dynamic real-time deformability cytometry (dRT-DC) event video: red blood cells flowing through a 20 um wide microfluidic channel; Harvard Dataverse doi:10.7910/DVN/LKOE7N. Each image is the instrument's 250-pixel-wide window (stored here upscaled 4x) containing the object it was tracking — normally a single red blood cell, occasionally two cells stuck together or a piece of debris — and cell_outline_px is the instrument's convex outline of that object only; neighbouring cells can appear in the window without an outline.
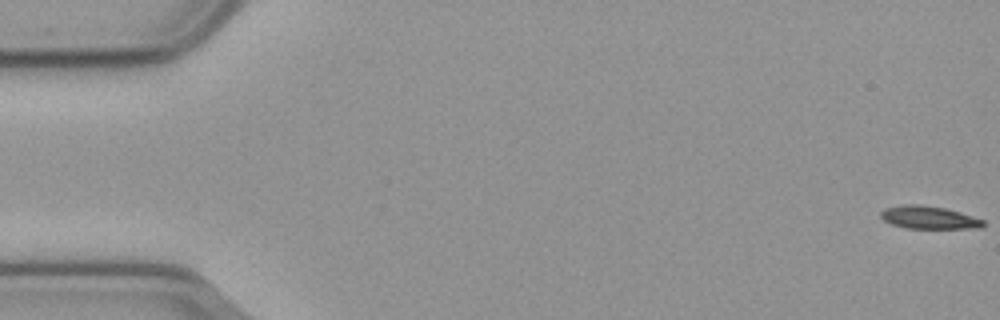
{"species": "common noctule bat (a hibernating species)", "species_latin": "Nyctalus noctula", "temperature_condition": "cold", "stored_images_in_passage": 12, "camera_frame_rate_fps": 3000, "um_per_image_px": 0.085, "animal": {"sex": "male", "body_mass_g": 23.1, "forearm_length_mm": 52.7}, "frame": {"image": 1, "passage_image": 1, "time_ms": 0.0, "image_size_px": [1000, 320], "cell_outline_px": [[984, 224], [980, 228], [908, 228], [892, 224], [884, 220], [880, 216], [880, 212], [884, 208], [904, 204], [920, 204], [944, 208], [960, 212], [984, 220]], "centroid_in_image_um": [78.93, 18.48], "position_along_channel_um": 6.1, "area_um2": 13.53}}